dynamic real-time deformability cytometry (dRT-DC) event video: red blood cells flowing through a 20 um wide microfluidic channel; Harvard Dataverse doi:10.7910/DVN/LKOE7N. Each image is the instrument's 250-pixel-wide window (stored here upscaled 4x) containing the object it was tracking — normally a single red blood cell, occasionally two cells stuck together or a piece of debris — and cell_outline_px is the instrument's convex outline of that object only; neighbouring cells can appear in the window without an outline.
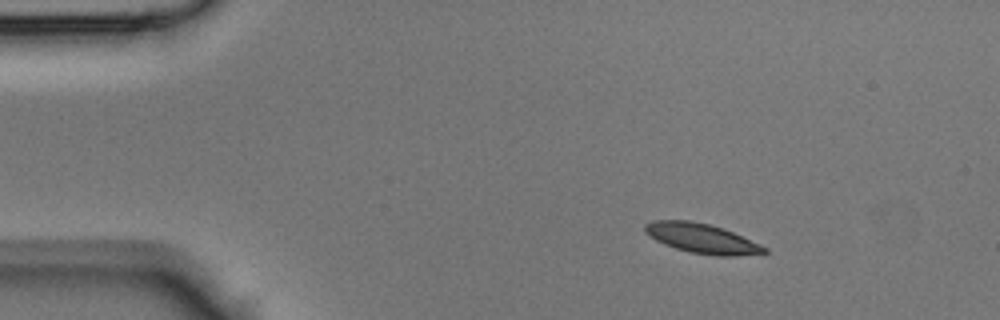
{"species": "Egyptian fruit bat (a non-hibernating species)", "species_latin": "Rousettus aegyptiacus", "temperature_condition": "room temperature", "stored_images_in_passage": 43, "camera_frame_rate_fps": 3000, "um_per_image_px": 0.085, "animal": {"sex": "male"}, "frame": {"image": 1, "passage_image": 6, "time_ms": 1.667, "image_size_px": [1000, 320], "cell_outline_px": [[768, 252], [736, 256], [716, 256], [692, 252], [676, 248], [664, 244], [656, 240], [644, 232], [644, 224], [652, 220], [688, 220], [708, 224], [732, 232], [768, 248]], "centroid_in_image_um": [59.62, 20.26], "position_along_channel_um": 25.4, "area_um2": 20.35}}
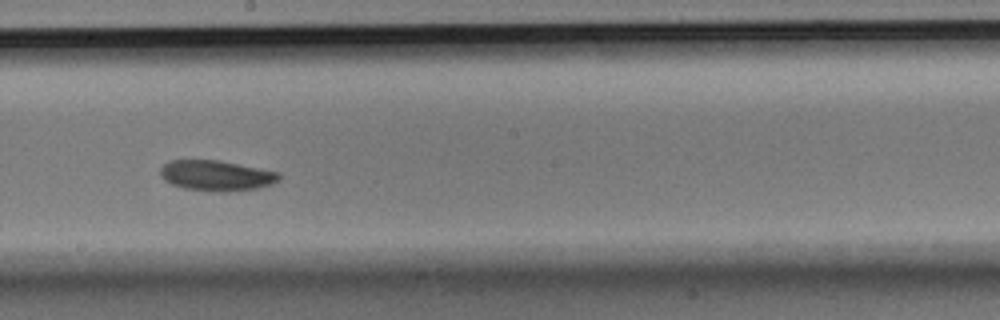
{"frame": {"image": 2, "passage_image": 24, "time_ms": 7.667, "image_size_px": [1000, 320], "cell_outline_px": [[280, 176], [272, 184], [256, 188], [228, 192], [216, 192], [184, 188], [172, 184], [164, 180], [160, 172], [160, 168], [168, 160], [216, 160], [280, 172]], "centroid_in_image_um": [18.36, 14.92], "position_along_channel_um": 229.8, "area_um2": 20.92}}
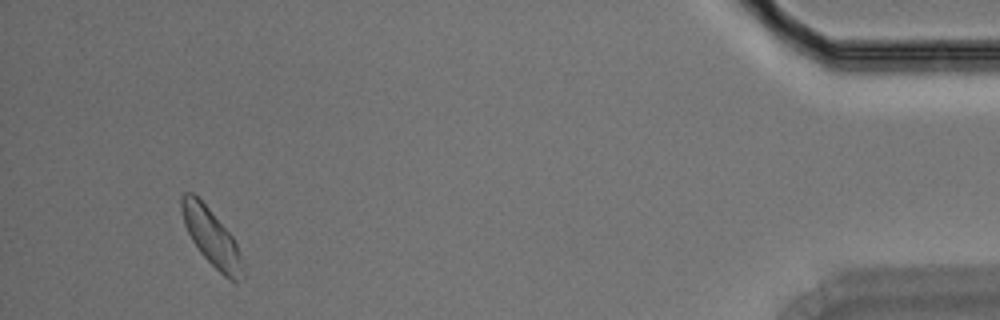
{"frame": {"image": 3, "passage_image": 41, "time_ms": 13.333, "image_size_px": [1000, 320], "cell_outline_px": [[244, 276], [236, 280], [228, 280], [200, 252], [192, 240], [184, 224], [180, 208], [180, 196], [184, 192], [192, 192], [208, 208], [232, 236], [236, 244], [244, 264]], "centroid_in_image_um": [17.96, 20.16], "position_along_channel_um": 417.2, "area_um2": 20.0}}